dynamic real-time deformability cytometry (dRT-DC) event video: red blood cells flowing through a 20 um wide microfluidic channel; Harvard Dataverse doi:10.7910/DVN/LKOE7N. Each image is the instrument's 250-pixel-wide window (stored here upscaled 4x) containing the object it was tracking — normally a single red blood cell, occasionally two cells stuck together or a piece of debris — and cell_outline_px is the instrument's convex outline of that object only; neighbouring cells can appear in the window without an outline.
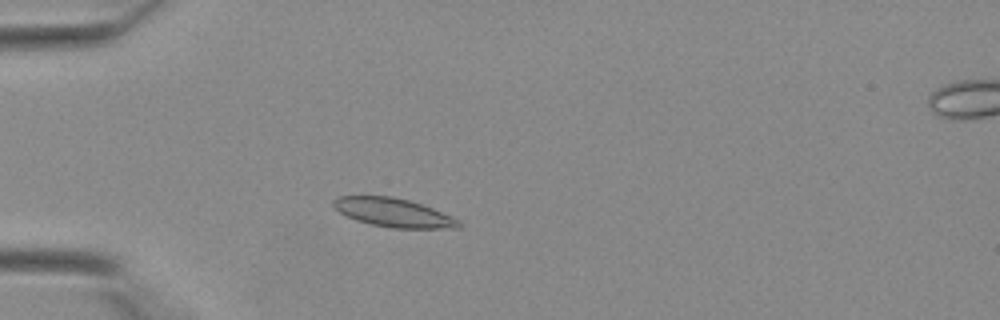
{"species": "Egyptian fruit bat (a non-hibernating species)", "species_latin": "Rousettus aegyptiacus", "temperature_condition": "warm", "stored_images_in_passage": 37, "camera_frame_rate_fps": 3000, "um_per_image_px": 0.085, "animal": {"sex": "female"}, "frame": {"image": 1, "passage_image": 8, "time_ms": 2.333, "image_size_px": [1000, 320], "cell_outline_px": [[460, 228], [392, 228], [372, 224], [356, 220], [340, 212], [332, 204], [332, 200], [340, 196], [392, 196], [408, 200], [432, 208], [452, 216], [460, 220]], "centroid_in_image_um": [33.46, 18.07], "position_along_channel_um": 51.5, "area_um2": 20.75}}
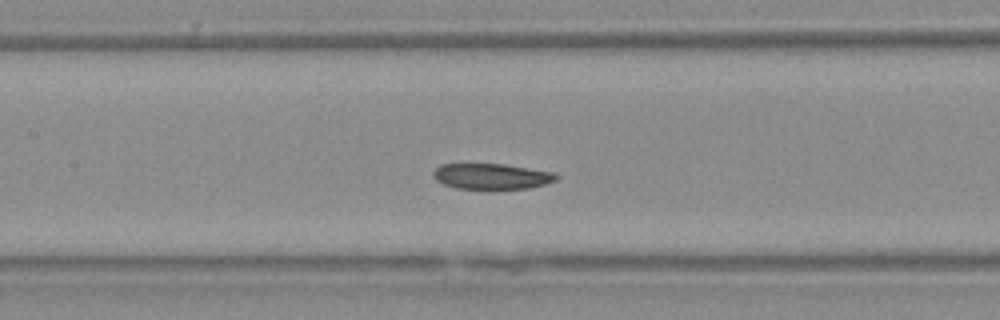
{"frame": {"image": 2, "passage_image": 16, "time_ms": 5.0, "image_size_px": [1000, 320], "cell_outline_px": [[556, 180], [544, 184], [528, 188], [456, 188], [444, 184], [436, 180], [432, 176], [432, 172], [440, 164], [504, 164], [556, 172]], "centroid_in_image_um": [41.76, 14.97], "position_along_channel_um": 165.6, "area_um2": 18.21}}
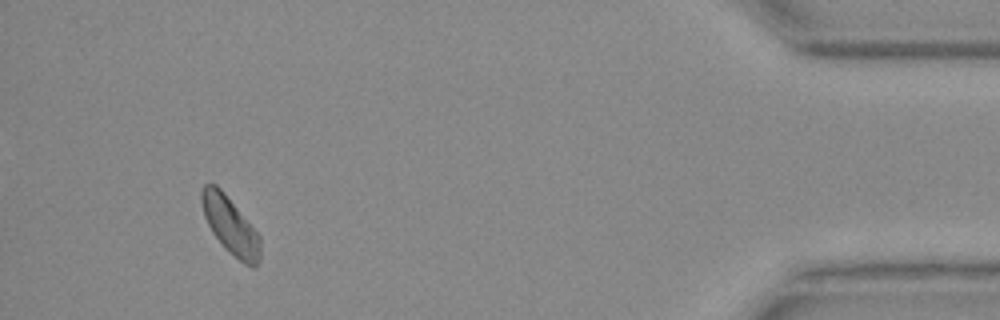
{"frame": {"image": 3, "passage_image": 35, "time_ms": 11.333, "image_size_px": [1000, 320], "cell_outline_px": [[260, 260], [256, 268], [252, 268], [244, 264], [224, 248], [212, 232], [204, 216], [200, 200], [200, 192], [204, 184], [216, 184], [224, 192], [260, 236]], "centroid_in_image_um": [19.57, 19.19], "position_along_channel_um": 415.6, "area_um2": 19.59}}